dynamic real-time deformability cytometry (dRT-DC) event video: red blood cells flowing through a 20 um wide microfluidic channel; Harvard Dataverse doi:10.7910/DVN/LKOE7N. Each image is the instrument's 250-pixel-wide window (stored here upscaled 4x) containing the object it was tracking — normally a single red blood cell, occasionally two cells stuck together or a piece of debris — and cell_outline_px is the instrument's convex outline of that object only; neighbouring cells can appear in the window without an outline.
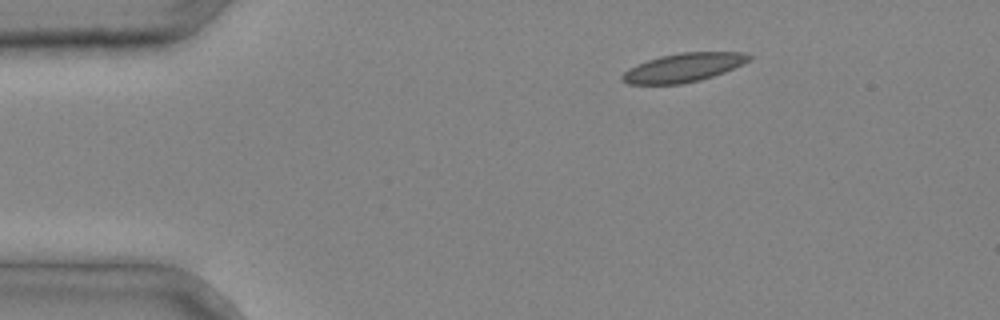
{"species": "common noctule bat (a hibernating species)", "species_latin": "Nyctalus noctula", "temperature_condition": "cold", "stored_images_in_passage": 2, "camera_frame_rate_fps": 3000, "um_per_image_px": 0.085, "animal": {"sex": "male", "body_mass_g": 20.4}, "frame": {"image": 1, "passage_image": 1, "time_ms": 0.0, "image_size_px": [1000, 320], "cell_outline_px": [[752, 56], [748, 60], [724, 72], [700, 80], [680, 84], [628, 84], [620, 80], [620, 76], [628, 68], [648, 60], [660, 56], [680, 52], [744, 52]], "centroid_in_image_um": [58.03, 5.74], "position_along_channel_um": 27.0, "area_um2": 21.04}}